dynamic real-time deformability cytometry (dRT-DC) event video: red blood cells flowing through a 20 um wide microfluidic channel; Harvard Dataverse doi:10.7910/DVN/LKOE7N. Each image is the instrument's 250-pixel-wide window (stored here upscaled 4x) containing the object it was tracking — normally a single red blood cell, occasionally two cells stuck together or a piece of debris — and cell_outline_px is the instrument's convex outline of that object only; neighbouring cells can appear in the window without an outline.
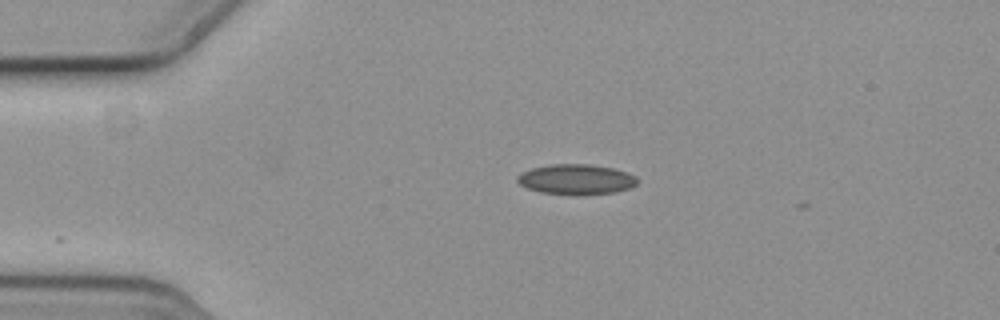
{"species": "common noctule bat (a hibernating species)", "species_latin": "Nyctalus noctula", "temperature_condition": "cold", "stored_images_in_passage": 26, "camera_frame_rate_fps": 3000, "um_per_image_px": 0.085, "animal": {"sex": "female", "body_mass_g": 19.3, "forearm_length_mm": 54.1}, "frame": {"image": 1, "passage_image": 1, "time_ms": 0.0, "image_size_px": [1000, 320], "cell_outline_px": [[636, 184], [628, 188], [612, 192], [540, 192], [528, 188], [520, 184], [516, 180], [516, 176], [532, 168], [548, 164], [588, 164], [612, 168], [628, 172], [636, 176]], "centroid_in_image_um": [48.95, 15.19], "position_along_channel_um": 36.1, "area_um2": 20.11}}
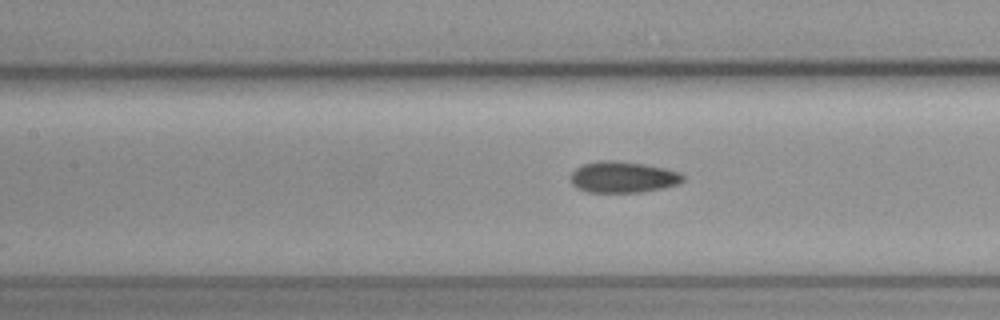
{"frame": {"image": 2, "passage_image": 14, "time_ms": 4.333, "image_size_px": [1000, 320], "cell_outline_px": [[684, 180], [676, 184], [660, 188], [640, 192], [588, 192], [576, 188], [572, 184], [568, 176], [576, 168], [584, 164], [596, 160], [616, 160], [644, 164], [664, 168], [680, 172], [684, 176]], "centroid_in_image_um": [52.89, 15.04], "position_along_channel_um": 154.5, "area_um2": 20.52}}
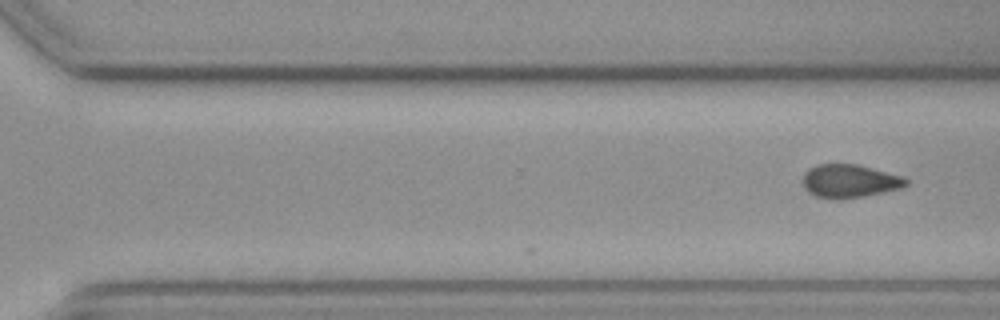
{"frame": {"image": 3, "passage_image": 26, "time_ms": 8.333, "image_size_px": [1000, 320], "cell_outline_px": [[908, 184], [900, 188], [864, 196], [840, 200], [828, 200], [816, 196], [808, 192], [804, 188], [804, 172], [816, 164], [856, 164], [904, 176], [908, 180]], "centroid_in_image_um": [72.2, 15.4], "position_along_channel_um": 298.4, "area_um2": 20.17}}